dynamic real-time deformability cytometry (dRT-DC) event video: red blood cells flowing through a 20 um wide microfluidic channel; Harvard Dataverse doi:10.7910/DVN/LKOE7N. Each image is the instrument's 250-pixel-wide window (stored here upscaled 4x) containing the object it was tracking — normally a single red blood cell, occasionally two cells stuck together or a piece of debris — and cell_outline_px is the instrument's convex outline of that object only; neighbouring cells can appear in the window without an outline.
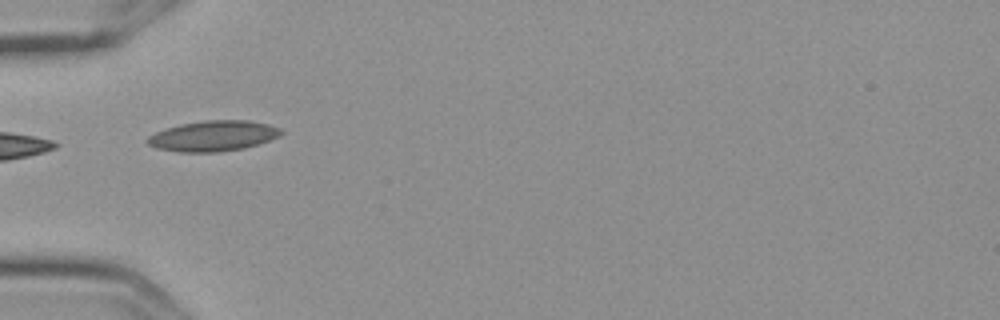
{"species": "Egyptian fruit bat (a non-hibernating species)", "species_latin": "Rousettus aegyptiacus", "temperature_condition": "cold", "stored_images_in_passage": 9, "camera_frame_rate_fps": 3000, "um_per_image_px": 0.085, "frame": {"image": 1, "passage_image": 6, "time_ms": 1.667, "image_size_px": [1000, 320], "cell_outline_px": [[284, 132], [280, 136], [244, 148], [216, 152], [180, 152], [156, 148], [148, 144], [144, 140], [148, 136], [156, 132], [180, 124], [204, 120], [248, 120], [268, 124], [280, 128]], "centroid_in_image_um": [18.11, 11.55], "position_along_channel_um": 66.9, "area_um2": 23.7}}
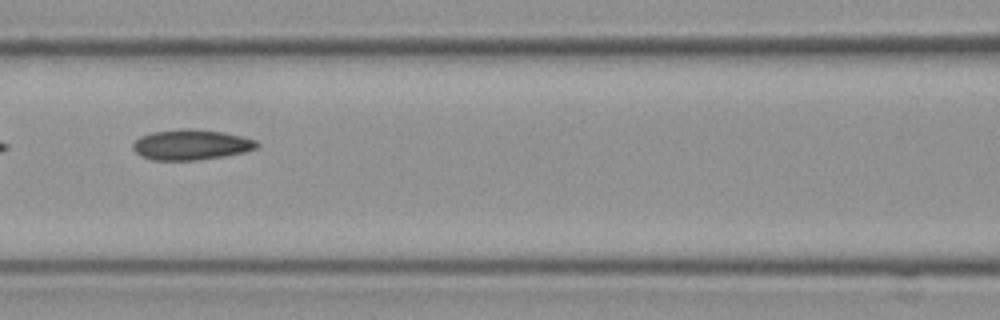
{"frame": {"image": 2, "passage_image": 8, "time_ms": 2.333, "image_size_px": [1000, 320], "cell_outline_px": [[260, 144], [256, 148], [244, 152], [224, 156], [196, 160], [152, 160], [140, 156], [132, 148], [132, 144], [140, 136], [152, 132], [192, 128], [224, 132], [256, 140]], "centroid_in_image_um": [16.23, 12.3], "position_along_channel_um": 150.4, "area_um2": 21.91}}
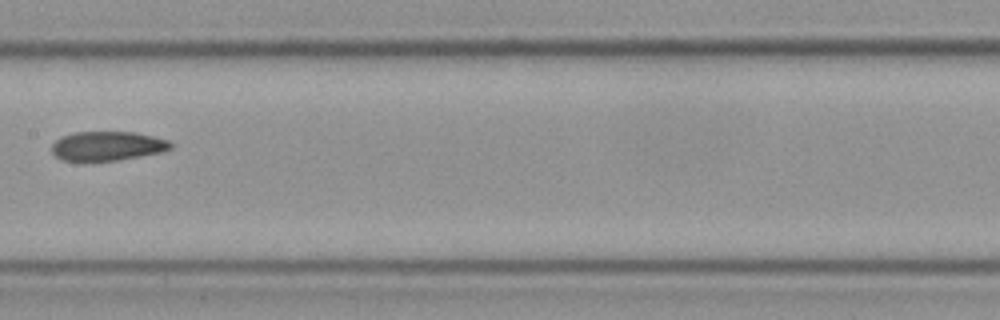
{"frame": {"image": 3, "passage_image": 9, "time_ms": 2.667, "image_size_px": [1000, 320], "cell_outline_px": [[172, 148], [160, 152], [116, 160], [84, 164], [60, 160], [52, 152], [52, 144], [56, 140], [64, 136], [76, 132], [136, 132], [168, 140], [172, 144]], "centroid_in_image_um": [9.06, 12.45], "position_along_channel_um": 198.3, "area_um2": 20.69}}